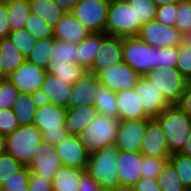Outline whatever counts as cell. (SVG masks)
I'll return each mask as SVG.
<instances>
[{"label": "cell", "mask_w": 191, "mask_h": 191, "mask_svg": "<svg viewBox=\"0 0 191 191\" xmlns=\"http://www.w3.org/2000/svg\"><path fill=\"white\" fill-rule=\"evenodd\" d=\"M54 150L64 166L87 169L90 154L80 143L78 136L68 134L56 144Z\"/></svg>", "instance_id": "16"}, {"label": "cell", "mask_w": 191, "mask_h": 191, "mask_svg": "<svg viewBox=\"0 0 191 191\" xmlns=\"http://www.w3.org/2000/svg\"><path fill=\"white\" fill-rule=\"evenodd\" d=\"M122 57L123 62L140 76H145L151 69L157 68L156 48L138 36L123 38Z\"/></svg>", "instance_id": "7"}, {"label": "cell", "mask_w": 191, "mask_h": 191, "mask_svg": "<svg viewBox=\"0 0 191 191\" xmlns=\"http://www.w3.org/2000/svg\"><path fill=\"white\" fill-rule=\"evenodd\" d=\"M99 184L85 171L81 177L78 184V191H99Z\"/></svg>", "instance_id": "51"}, {"label": "cell", "mask_w": 191, "mask_h": 191, "mask_svg": "<svg viewBox=\"0 0 191 191\" xmlns=\"http://www.w3.org/2000/svg\"><path fill=\"white\" fill-rule=\"evenodd\" d=\"M99 191H124V189L100 188Z\"/></svg>", "instance_id": "61"}, {"label": "cell", "mask_w": 191, "mask_h": 191, "mask_svg": "<svg viewBox=\"0 0 191 191\" xmlns=\"http://www.w3.org/2000/svg\"><path fill=\"white\" fill-rule=\"evenodd\" d=\"M31 171L27 166H24L17 173H14L9 179H6L0 185V191H11L25 189L28 186Z\"/></svg>", "instance_id": "42"}, {"label": "cell", "mask_w": 191, "mask_h": 191, "mask_svg": "<svg viewBox=\"0 0 191 191\" xmlns=\"http://www.w3.org/2000/svg\"><path fill=\"white\" fill-rule=\"evenodd\" d=\"M71 92V84L64 83L54 74L47 73L38 96L41 101L67 108Z\"/></svg>", "instance_id": "20"}, {"label": "cell", "mask_w": 191, "mask_h": 191, "mask_svg": "<svg viewBox=\"0 0 191 191\" xmlns=\"http://www.w3.org/2000/svg\"><path fill=\"white\" fill-rule=\"evenodd\" d=\"M54 46V38L38 40L26 60L36 66L46 69L47 64L52 60L51 52Z\"/></svg>", "instance_id": "34"}, {"label": "cell", "mask_w": 191, "mask_h": 191, "mask_svg": "<svg viewBox=\"0 0 191 191\" xmlns=\"http://www.w3.org/2000/svg\"><path fill=\"white\" fill-rule=\"evenodd\" d=\"M119 151L118 146L112 144L89 155L86 171L101 188L121 189L117 173Z\"/></svg>", "instance_id": "2"}, {"label": "cell", "mask_w": 191, "mask_h": 191, "mask_svg": "<svg viewBox=\"0 0 191 191\" xmlns=\"http://www.w3.org/2000/svg\"><path fill=\"white\" fill-rule=\"evenodd\" d=\"M85 171L62 165L52 178L53 191H78L80 177Z\"/></svg>", "instance_id": "27"}, {"label": "cell", "mask_w": 191, "mask_h": 191, "mask_svg": "<svg viewBox=\"0 0 191 191\" xmlns=\"http://www.w3.org/2000/svg\"><path fill=\"white\" fill-rule=\"evenodd\" d=\"M40 101L38 95L19 93L12 110L20 126L34 124L35 113Z\"/></svg>", "instance_id": "25"}, {"label": "cell", "mask_w": 191, "mask_h": 191, "mask_svg": "<svg viewBox=\"0 0 191 191\" xmlns=\"http://www.w3.org/2000/svg\"><path fill=\"white\" fill-rule=\"evenodd\" d=\"M30 191H53L52 180L30 173L28 182Z\"/></svg>", "instance_id": "49"}, {"label": "cell", "mask_w": 191, "mask_h": 191, "mask_svg": "<svg viewBox=\"0 0 191 191\" xmlns=\"http://www.w3.org/2000/svg\"><path fill=\"white\" fill-rule=\"evenodd\" d=\"M27 58L32 52L37 40L24 28L11 31L7 37Z\"/></svg>", "instance_id": "38"}, {"label": "cell", "mask_w": 191, "mask_h": 191, "mask_svg": "<svg viewBox=\"0 0 191 191\" xmlns=\"http://www.w3.org/2000/svg\"><path fill=\"white\" fill-rule=\"evenodd\" d=\"M157 180L161 191H187L177 170L170 162L165 165Z\"/></svg>", "instance_id": "35"}, {"label": "cell", "mask_w": 191, "mask_h": 191, "mask_svg": "<svg viewBox=\"0 0 191 191\" xmlns=\"http://www.w3.org/2000/svg\"><path fill=\"white\" fill-rule=\"evenodd\" d=\"M125 1H128V0H110V2H125Z\"/></svg>", "instance_id": "63"}, {"label": "cell", "mask_w": 191, "mask_h": 191, "mask_svg": "<svg viewBox=\"0 0 191 191\" xmlns=\"http://www.w3.org/2000/svg\"><path fill=\"white\" fill-rule=\"evenodd\" d=\"M140 153L144 157H170L171 155L165 134L154 118L150 119L146 124Z\"/></svg>", "instance_id": "18"}, {"label": "cell", "mask_w": 191, "mask_h": 191, "mask_svg": "<svg viewBox=\"0 0 191 191\" xmlns=\"http://www.w3.org/2000/svg\"><path fill=\"white\" fill-rule=\"evenodd\" d=\"M11 191H30L28 186H25V189L11 190Z\"/></svg>", "instance_id": "62"}, {"label": "cell", "mask_w": 191, "mask_h": 191, "mask_svg": "<svg viewBox=\"0 0 191 191\" xmlns=\"http://www.w3.org/2000/svg\"><path fill=\"white\" fill-rule=\"evenodd\" d=\"M143 155L136 152L119 151L117 156V173L119 174L121 189L129 190L142 177L140 166Z\"/></svg>", "instance_id": "19"}, {"label": "cell", "mask_w": 191, "mask_h": 191, "mask_svg": "<svg viewBox=\"0 0 191 191\" xmlns=\"http://www.w3.org/2000/svg\"><path fill=\"white\" fill-rule=\"evenodd\" d=\"M23 167L24 165L9 153L0 156V185Z\"/></svg>", "instance_id": "43"}, {"label": "cell", "mask_w": 191, "mask_h": 191, "mask_svg": "<svg viewBox=\"0 0 191 191\" xmlns=\"http://www.w3.org/2000/svg\"><path fill=\"white\" fill-rule=\"evenodd\" d=\"M108 6L107 0H79L71 14L88 32L106 33Z\"/></svg>", "instance_id": "9"}, {"label": "cell", "mask_w": 191, "mask_h": 191, "mask_svg": "<svg viewBox=\"0 0 191 191\" xmlns=\"http://www.w3.org/2000/svg\"><path fill=\"white\" fill-rule=\"evenodd\" d=\"M78 47L54 38V46L51 52L52 64H67L69 62L78 65Z\"/></svg>", "instance_id": "33"}, {"label": "cell", "mask_w": 191, "mask_h": 191, "mask_svg": "<svg viewBox=\"0 0 191 191\" xmlns=\"http://www.w3.org/2000/svg\"><path fill=\"white\" fill-rule=\"evenodd\" d=\"M93 105L97 109L98 114L118 118V105L115 92L110 91L106 86H99Z\"/></svg>", "instance_id": "32"}, {"label": "cell", "mask_w": 191, "mask_h": 191, "mask_svg": "<svg viewBox=\"0 0 191 191\" xmlns=\"http://www.w3.org/2000/svg\"><path fill=\"white\" fill-rule=\"evenodd\" d=\"M127 2L134 8L136 21L141 25L155 20L157 5L153 0H128Z\"/></svg>", "instance_id": "39"}, {"label": "cell", "mask_w": 191, "mask_h": 191, "mask_svg": "<svg viewBox=\"0 0 191 191\" xmlns=\"http://www.w3.org/2000/svg\"><path fill=\"white\" fill-rule=\"evenodd\" d=\"M6 153H9L27 166L37 157L38 150L42 148L41 131L33 125L20 126L13 133L5 136Z\"/></svg>", "instance_id": "5"}, {"label": "cell", "mask_w": 191, "mask_h": 191, "mask_svg": "<svg viewBox=\"0 0 191 191\" xmlns=\"http://www.w3.org/2000/svg\"><path fill=\"white\" fill-rule=\"evenodd\" d=\"M137 36L153 48L179 46L183 42V36L175 27L165 26L156 20L145 22Z\"/></svg>", "instance_id": "10"}, {"label": "cell", "mask_w": 191, "mask_h": 191, "mask_svg": "<svg viewBox=\"0 0 191 191\" xmlns=\"http://www.w3.org/2000/svg\"><path fill=\"white\" fill-rule=\"evenodd\" d=\"M0 54L3 59L4 71L8 76L26 61L25 56L8 38L0 39Z\"/></svg>", "instance_id": "29"}, {"label": "cell", "mask_w": 191, "mask_h": 191, "mask_svg": "<svg viewBox=\"0 0 191 191\" xmlns=\"http://www.w3.org/2000/svg\"><path fill=\"white\" fill-rule=\"evenodd\" d=\"M25 29L38 41L47 38H54V28L49 26L35 13L30 14Z\"/></svg>", "instance_id": "37"}, {"label": "cell", "mask_w": 191, "mask_h": 191, "mask_svg": "<svg viewBox=\"0 0 191 191\" xmlns=\"http://www.w3.org/2000/svg\"><path fill=\"white\" fill-rule=\"evenodd\" d=\"M10 32L7 6L0 3V39L7 38Z\"/></svg>", "instance_id": "52"}, {"label": "cell", "mask_w": 191, "mask_h": 191, "mask_svg": "<svg viewBox=\"0 0 191 191\" xmlns=\"http://www.w3.org/2000/svg\"><path fill=\"white\" fill-rule=\"evenodd\" d=\"M169 162V157H144L140 166L143 178L157 179Z\"/></svg>", "instance_id": "41"}, {"label": "cell", "mask_w": 191, "mask_h": 191, "mask_svg": "<svg viewBox=\"0 0 191 191\" xmlns=\"http://www.w3.org/2000/svg\"><path fill=\"white\" fill-rule=\"evenodd\" d=\"M177 105L189 116H191V80L187 81L180 101Z\"/></svg>", "instance_id": "53"}, {"label": "cell", "mask_w": 191, "mask_h": 191, "mask_svg": "<svg viewBox=\"0 0 191 191\" xmlns=\"http://www.w3.org/2000/svg\"><path fill=\"white\" fill-rule=\"evenodd\" d=\"M118 105V119L120 121L151 119L139 106L138 95L134 89L122 90L115 93Z\"/></svg>", "instance_id": "23"}, {"label": "cell", "mask_w": 191, "mask_h": 191, "mask_svg": "<svg viewBox=\"0 0 191 191\" xmlns=\"http://www.w3.org/2000/svg\"><path fill=\"white\" fill-rule=\"evenodd\" d=\"M67 108L40 101L37 107L34 125L41 131L42 141L55 147L68 135L65 127Z\"/></svg>", "instance_id": "4"}, {"label": "cell", "mask_w": 191, "mask_h": 191, "mask_svg": "<svg viewBox=\"0 0 191 191\" xmlns=\"http://www.w3.org/2000/svg\"><path fill=\"white\" fill-rule=\"evenodd\" d=\"M94 105H83L77 108H67L65 127L69 135L77 136L97 116Z\"/></svg>", "instance_id": "24"}, {"label": "cell", "mask_w": 191, "mask_h": 191, "mask_svg": "<svg viewBox=\"0 0 191 191\" xmlns=\"http://www.w3.org/2000/svg\"><path fill=\"white\" fill-rule=\"evenodd\" d=\"M89 34L71 13H66L54 27V38L70 44L77 45Z\"/></svg>", "instance_id": "22"}, {"label": "cell", "mask_w": 191, "mask_h": 191, "mask_svg": "<svg viewBox=\"0 0 191 191\" xmlns=\"http://www.w3.org/2000/svg\"><path fill=\"white\" fill-rule=\"evenodd\" d=\"M8 79V75L4 71L3 59L0 54V81Z\"/></svg>", "instance_id": "56"}, {"label": "cell", "mask_w": 191, "mask_h": 191, "mask_svg": "<svg viewBox=\"0 0 191 191\" xmlns=\"http://www.w3.org/2000/svg\"><path fill=\"white\" fill-rule=\"evenodd\" d=\"M36 155L37 157L27 167L33 174L52 180L59 167L63 165L54 147L42 141V148L38 150Z\"/></svg>", "instance_id": "21"}, {"label": "cell", "mask_w": 191, "mask_h": 191, "mask_svg": "<svg viewBox=\"0 0 191 191\" xmlns=\"http://www.w3.org/2000/svg\"><path fill=\"white\" fill-rule=\"evenodd\" d=\"M129 191H161L158 180L141 177L136 185L129 189Z\"/></svg>", "instance_id": "50"}, {"label": "cell", "mask_w": 191, "mask_h": 191, "mask_svg": "<svg viewBox=\"0 0 191 191\" xmlns=\"http://www.w3.org/2000/svg\"><path fill=\"white\" fill-rule=\"evenodd\" d=\"M183 43L189 47H191V34L183 37Z\"/></svg>", "instance_id": "59"}, {"label": "cell", "mask_w": 191, "mask_h": 191, "mask_svg": "<svg viewBox=\"0 0 191 191\" xmlns=\"http://www.w3.org/2000/svg\"><path fill=\"white\" fill-rule=\"evenodd\" d=\"M154 119L165 134L170 153H180L191 133V116L178 105H170Z\"/></svg>", "instance_id": "1"}, {"label": "cell", "mask_w": 191, "mask_h": 191, "mask_svg": "<svg viewBox=\"0 0 191 191\" xmlns=\"http://www.w3.org/2000/svg\"><path fill=\"white\" fill-rule=\"evenodd\" d=\"M141 26L136 21L134 8L127 1L109 2L106 34L120 38L134 37L139 34Z\"/></svg>", "instance_id": "6"}, {"label": "cell", "mask_w": 191, "mask_h": 191, "mask_svg": "<svg viewBox=\"0 0 191 191\" xmlns=\"http://www.w3.org/2000/svg\"><path fill=\"white\" fill-rule=\"evenodd\" d=\"M178 14V2L157 6L155 20L165 26L174 27Z\"/></svg>", "instance_id": "46"}, {"label": "cell", "mask_w": 191, "mask_h": 191, "mask_svg": "<svg viewBox=\"0 0 191 191\" xmlns=\"http://www.w3.org/2000/svg\"><path fill=\"white\" fill-rule=\"evenodd\" d=\"M7 12L11 31L24 29L31 14L30 2L17 0L7 5Z\"/></svg>", "instance_id": "31"}, {"label": "cell", "mask_w": 191, "mask_h": 191, "mask_svg": "<svg viewBox=\"0 0 191 191\" xmlns=\"http://www.w3.org/2000/svg\"><path fill=\"white\" fill-rule=\"evenodd\" d=\"M106 33H90L84 40L77 44L78 47V65L88 71L101 45L102 38Z\"/></svg>", "instance_id": "26"}, {"label": "cell", "mask_w": 191, "mask_h": 191, "mask_svg": "<svg viewBox=\"0 0 191 191\" xmlns=\"http://www.w3.org/2000/svg\"><path fill=\"white\" fill-rule=\"evenodd\" d=\"M6 153V139L5 136L0 135V156Z\"/></svg>", "instance_id": "57"}, {"label": "cell", "mask_w": 191, "mask_h": 191, "mask_svg": "<svg viewBox=\"0 0 191 191\" xmlns=\"http://www.w3.org/2000/svg\"><path fill=\"white\" fill-rule=\"evenodd\" d=\"M180 153L191 157V133L189 134L188 140L186 141L185 146Z\"/></svg>", "instance_id": "55"}, {"label": "cell", "mask_w": 191, "mask_h": 191, "mask_svg": "<svg viewBox=\"0 0 191 191\" xmlns=\"http://www.w3.org/2000/svg\"><path fill=\"white\" fill-rule=\"evenodd\" d=\"M133 89L138 95L139 106H142L144 113L151 119L159 116L170 106L162 93L144 76H141Z\"/></svg>", "instance_id": "12"}, {"label": "cell", "mask_w": 191, "mask_h": 191, "mask_svg": "<svg viewBox=\"0 0 191 191\" xmlns=\"http://www.w3.org/2000/svg\"><path fill=\"white\" fill-rule=\"evenodd\" d=\"M101 85L112 92L133 89L141 76L124 62L101 71L98 75Z\"/></svg>", "instance_id": "13"}, {"label": "cell", "mask_w": 191, "mask_h": 191, "mask_svg": "<svg viewBox=\"0 0 191 191\" xmlns=\"http://www.w3.org/2000/svg\"><path fill=\"white\" fill-rule=\"evenodd\" d=\"M179 46L156 48L157 68H177Z\"/></svg>", "instance_id": "45"}, {"label": "cell", "mask_w": 191, "mask_h": 191, "mask_svg": "<svg viewBox=\"0 0 191 191\" xmlns=\"http://www.w3.org/2000/svg\"><path fill=\"white\" fill-rule=\"evenodd\" d=\"M18 96V89L8 79L0 81V109H13Z\"/></svg>", "instance_id": "44"}, {"label": "cell", "mask_w": 191, "mask_h": 191, "mask_svg": "<svg viewBox=\"0 0 191 191\" xmlns=\"http://www.w3.org/2000/svg\"><path fill=\"white\" fill-rule=\"evenodd\" d=\"M31 12L38 15L49 26L55 27L65 13L52 0H29Z\"/></svg>", "instance_id": "28"}, {"label": "cell", "mask_w": 191, "mask_h": 191, "mask_svg": "<svg viewBox=\"0 0 191 191\" xmlns=\"http://www.w3.org/2000/svg\"><path fill=\"white\" fill-rule=\"evenodd\" d=\"M100 85L98 76L95 73L86 71L72 85V92L67 108H77L88 104L93 105Z\"/></svg>", "instance_id": "17"}, {"label": "cell", "mask_w": 191, "mask_h": 191, "mask_svg": "<svg viewBox=\"0 0 191 191\" xmlns=\"http://www.w3.org/2000/svg\"><path fill=\"white\" fill-rule=\"evenodd\" d=\"M120 122L118 118L97 114L77 136L85 150L91 154L115 144Z\"/></svg>", "instance_id": "3"}, {"label": "cell", "mask_w": 191, "mask_h": 191, "mask_svg": "<svg viewBox=\"0 0 191 191\" xmlns=\"http://www.w3.org/2000/svg\"><path fill=\"white\" fill-rule=\"evenodd\" d=\"M150 119L121 121L115 144L120 151L140 153L146 124Z\"/></svg>", "instance_id": "15"}, {"label": "cell", "mask_w": 191, "mask_h": 191, "mask_svg": "<svg viewBox=\"0 0 191 191\" xmlns=\"http://www.w3.org/2000/svg\"><path fill=\"white\" fill-rule=\"evenodd\" d=\"M46 74L44 68L26 60L8 76V80L18 89L19 93L38 95Z\"/></svg>", "instance_id": "11"}, {"label": "cell", "mask_w": 191, "mask_h": 191, "mask_svg": "<svg viewBox=\"0 0 191 191\" xmlns=\"http://www.w3.org/2000/svg\"><path fill=\"white\" fill-rule=\"evenodd\" d=\"M174 27L183 37L191 34V0L178 2V14Z\"/></svg>", "instance_id": "40"}, {"label": "cell", "mask_w": 191, "mask_h": 191, "mask_svg": "<svg viewBox=\"0 0 191 191\" xmlns=\"http://www.w3.org/2000/svg\"><path fill=\"white\" fill-rule=\"evenodd\" d=\"M122 46L123 38L106 34L88 71L98 75L101 71L123 62Z\"/></svg>", "instance_id": "14"}, {"label": "cell", "mask_w": 191, "mask_h": 191, "mask_svg": "<svg viewBox=\"0 0 191 191\" xmlns=\"http://www.w3.org/2000/svg\"><path fill=\"white\" fill-rule=\"evenodd\" d=\"M46 72L54 74L57 78L61 79L64 83L73 85L78 79H80L86 72V70L77 64H52L50 61L46 66Z\"/></svg>", "instance_id": "30"}, {"label": "cell", "mask_w": 191, "mask_h": 191, "mask_svg": "<svg viewBox=\"0 0 191 191\" xmlns=\"http://www.w3.org/2000/svg\"><path fill=\"white\" fill-rule=\"evenodd\" d=\"M160 91L169 105H177L187 79L177 68H153L144 76Z\"/></svg>", "instance_id": "8"}, {"label": "cell", "mask_w": 191, "mask_h": 191, "mask_svg": "<svg viewBox=\"0 0 191 191\" xmlns=\"http://www.w3.org/2000/svg\"><path fill=\"white\" fill-rule=\"evenodd\" d=\"M169 162L177 170L184 188L191 191V157L182 153H173L169 157Z\"/></svg>", "instance_id": "36"}, {"label": "cell", "mask_w": 191, "mask_h": 191, "mask_svg": "<svg viewBox=\"0 0 191 191\" xmlns=\"http://www.w3.org/2000/svg\"><path fill=\"white\" fill-rule=\"evenodd\" d=\"M180 0H153V2L157 5V6H162V5H166V4H171L174 2H179Z\"/></svg>", "instance_id": "58"}, {"label": "cell", "mask_w": 191, "mask_h": 191, "mask_svg": "<svg viewBox=\"0 0 191 191\" xmlns=\"http://www.w3.org/2000/svg\"><path fill=\"white\" fill-rule=\"evenodd\" d=\"M177 69L187 81L191 80V47L185 45L183 42L178 48Z\"/></svg>", "instance_id": "47"}, {"label": "cell", "mask_w": 191, "mask_h": 191, "mask_svg": "<svg viewBox=\"0 0 191 191\" xmlns=\"http://www.w3.org/2000/svg\"><path fill=\"white\" fill-rule=\"evenodd\" d=\"M65 14L72 13L79 0H52Z\"/></svg>", "instance_id": "54"}, {"label": "cell", "mask_w": 191, "mask_h": 191, "mask_svg": "<svg viewBox=\"0 0 191 191\" xmlns=\"http://www.w3.org/2000/svg\"><path fill=\"white\" fill-rule=\"evenodd\" d=\"M15 1H17V0H0V3L7 6V5L14 3Z\"/></svg>", "instance_id": "60"}, {"label": "cell", "mask_w": 191, "mask_h": 191, "mask_svg": "<svg viewBox=\"0 0 191 191\" xmlns=\"http://www.w3.org/2000/svg\"><path fill=\"white\" fill-rule=\"evenodd\" d=\"M20 128L12 109H0V135L6 136Z\"/></svg>", "instance_id": "48"}]
</instances>
